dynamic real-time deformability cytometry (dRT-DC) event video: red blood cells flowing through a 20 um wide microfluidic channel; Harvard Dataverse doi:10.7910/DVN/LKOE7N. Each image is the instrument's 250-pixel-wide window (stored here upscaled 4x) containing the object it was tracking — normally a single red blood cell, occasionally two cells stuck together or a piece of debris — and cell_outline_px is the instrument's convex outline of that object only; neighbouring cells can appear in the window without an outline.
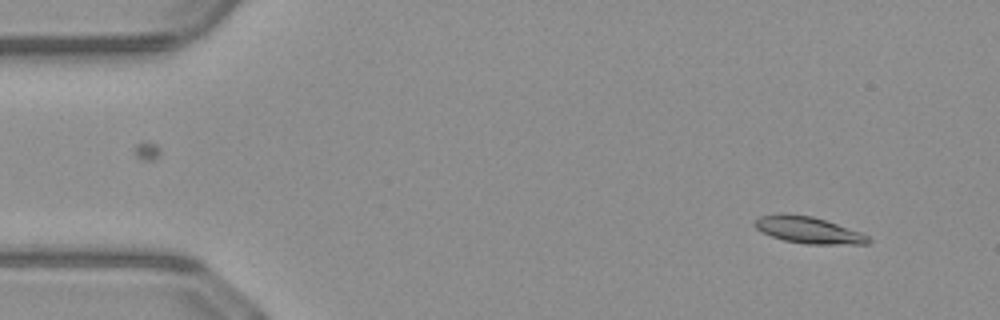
{"species": "common noctule bat (a hibernating species)", "species_latin": "Nyctalus noctula", "temperature_condition": "warm", "stored_images_in_passage": 50, "camera_frame_rate_fps": 3000, "um_per_image_px": 0.085, "animal": {"sex": "male", "body_mass_g": 23.1, "forearm_length_mm": 52.7}, "frame": {"image": 1, "passage_image": 4, "time_ms": 1.0, "image_size_px": [1000, 320], "cell_outline_px": [[872, 240], [868, 244], [808, 244], [784, 240], [760, 232], [752, 224], [752, 220], [760, 216], [784, 212], [812, 216], [860, 232], [868, 236]], "centroid_in_image_um": [68.64, 19.54], "position_along_channel_um": 16.4, "area_um2": 17.74}}
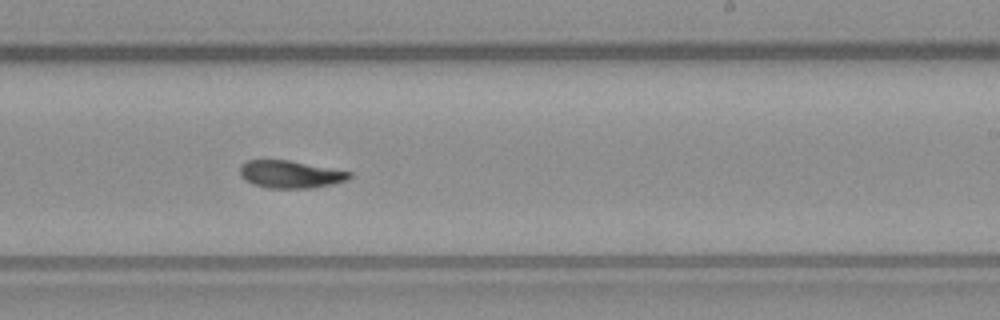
{"frame": {"image": 2, "passage_image": 30, "time_ms": 9.667, "image_size_px": [1000, 320], "cell_outline_px": [[352, 176], [348, 180], [332, 184], [312, 188], [268, 188], [252, 184], [244, 180], [240, 176], [240, 164], [244, 160], [288, 160], [352, 172]], "centroid_in_image_um": [24.65, 14.82], "position_along_channel_um": 264.4, "area_um2": 17.69}}
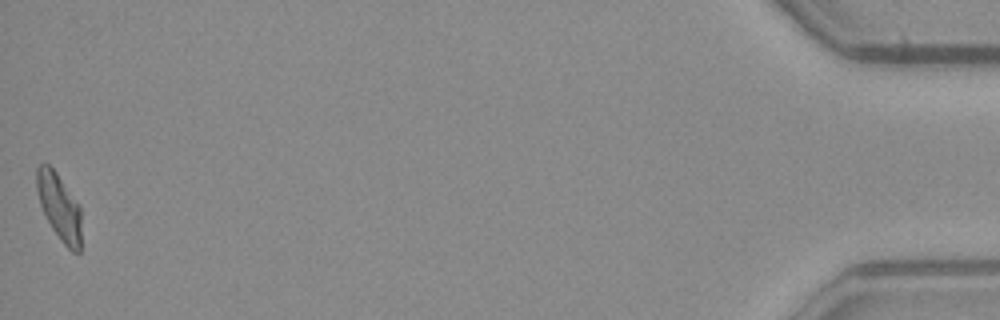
{"frame": {"image": 3, "passage_image": 50, "time_ms": 16.333, "image_size_px": [1000, 320], "cell_outline_px": [[80, 252], [72, 252], [60, 240], [52, 228], [40, 204], [36, 188], [36, 168], [40, 164], [48, 164], [56, 172], [80, 204]], "centroid_in_image_um": [5.03, 17.56], "position_along_channel_um": 430.2, "area_um2": 17.22}, "authors_computed_cell_mechanics": {"area_um2": 17.8602, "velocity_mm_per_s": 4.0621, "shape_relaxation_time_tau1_ms": 9.977, "shape_relaxation_time_tau2_ms": 4.6972, "deformation_change_tau1": 0.2586, "deformation_change_tau2": 0.1112}}